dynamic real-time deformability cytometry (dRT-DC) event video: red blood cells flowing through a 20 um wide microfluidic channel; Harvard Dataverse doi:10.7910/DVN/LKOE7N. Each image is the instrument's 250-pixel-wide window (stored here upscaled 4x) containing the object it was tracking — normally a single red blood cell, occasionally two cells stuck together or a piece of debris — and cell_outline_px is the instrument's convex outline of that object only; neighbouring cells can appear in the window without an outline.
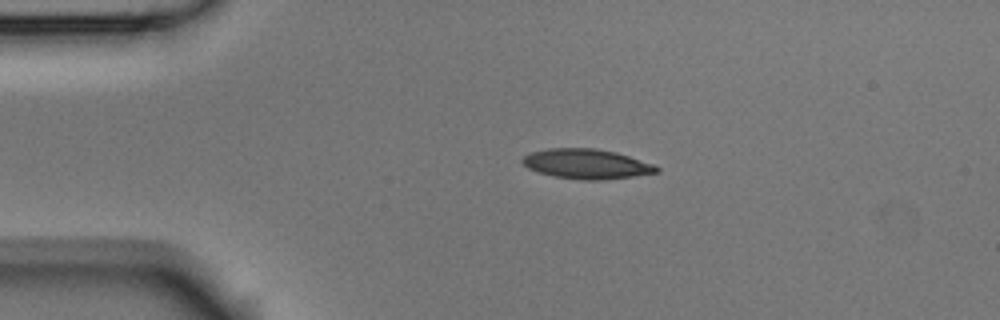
{"species": "Egyptian fruit bat (a non-hibernating species)", "species_latin": "Rousettus aegyptiacus", "temperature_condition": "room temperature", "stored_images_in_passage": 3, "camera_frame_rate_fps": 3000, "um_per_image_px": 0.085, "animal": {"sex": "male"}, "frame": {"image": 1, "passage_image": 2, "time_ms": 0.333, "image_size_px": [1000, 320], "cell_outline_px": [[660, 172], [604, 180], [580, 180], [552, 176], [528, 168], [520, 160], [528, 152], [548, 148], [596, 148], [616, 152], [656, 164], [660, 168]], "centroid_in_image_um": [49.87, 13.93], "position_along_channel_um": 35.1, "area_um2": 23.58}}